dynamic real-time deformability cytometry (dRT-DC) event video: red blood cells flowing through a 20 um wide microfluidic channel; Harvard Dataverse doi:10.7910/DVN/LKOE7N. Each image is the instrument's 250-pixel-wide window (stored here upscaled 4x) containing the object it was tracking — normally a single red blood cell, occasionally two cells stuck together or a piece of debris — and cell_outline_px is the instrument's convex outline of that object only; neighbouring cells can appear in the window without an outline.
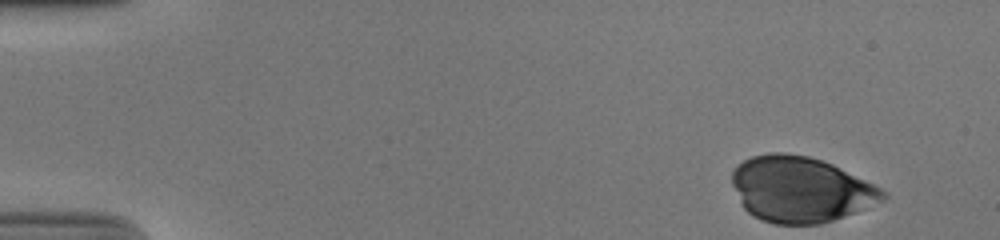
{"species": "human", "species_latin": "Homo sapiens", "temperature_condition": "cold", "stored_images_in_passage": 50, "camera_frame_rate_fps": 3000, "um_per_image_px": 0.085, "donor": {"sex": "male"}, "frame": {"image": 1, "passage_image": 1, "time_ms": 0.0, "image_size_px": [1000, 240], "cell_outline_px": [[888, 196], [884, 200], [832, 220], [820, 224], [772, 224], [760, 220], [752, 216], [744, 208], [732, 184], [732, 172], [744, 160], [752, 156], [768, 152], [784, 152], [808, 156], [832, 164], [880, 188]], "centroid_in_image_um": [67.99, 16.1], "position_along_channel_um": 17.0, "area_um2": 57.16}}
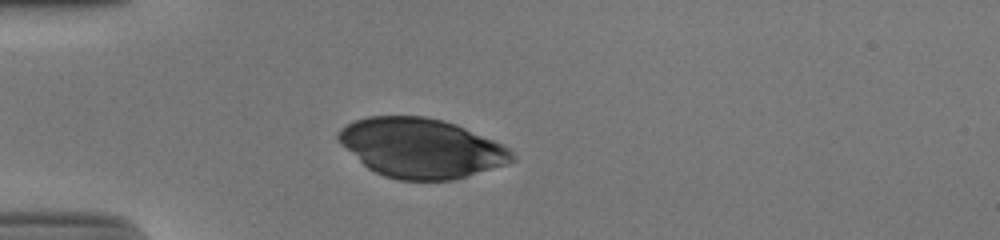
{"frame": {"image": 2, "passage_image": 12, "time_ms": 3.667, "image_size_px": [1000, 240], "cell_outline_px": [[516, 160], [508, 164], [452, 180], [400, 180], [384, 176], [368, 168], [336, 136], [336, 132], [340, 128], [356, 120], [368, 116], [424, 116], [444, 120], [456, 124], [492, 140], [508, 148], [516, 156]], "centroid_in_image_um": [35.83, 12.58], "position_along_channel_um": 49.2, "area_um2": 59.53}}